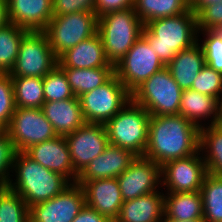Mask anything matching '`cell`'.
Wrapping results in <instances>:
<instances>
[{
    "mask_svg": "<svg viewBox=\"0 0 222 222\" xmlns=\"http://www.w3.org/2000/svg\"><path fill=\"white\" fill-rule=\"evenodd\" d=\"M199 131L184 116H151L144 157L163 166L166 162L184 158L199 151Z\"/></svg>",
    "mask_w": 222,
    "mask_h": 222,
    "instance_id": "cell-1",
    "label": "cell"
},
{
    "mask_svg": "<svg viewBox=\"0 0 222 222\" xmlns=\"http://www.w3.org/2000/svg\"><path fill=\"white\" fill-rule=\"evenodd\" d=\"M197 33V15L190 8L176 16L151 20L142 29V36L165 66L198 42Z\"/></svg>",
    "mask_w": 222,
    "mask_h": 222,
    "instance_id": "cell-2",
    "label": "cell"
},
{
    "mask_svg": "<svg viewBox=\"0 0 222 222\" xmlns=\"http://www.w3.org/2000/svg\"><path fill=\"white\" fill-rule=\"evenodd\" d=\"M12 169L16 173V182L10 179L6 186L17 192L28 207L53 198L72 184L66 177L43 167L25 152H16Z\"/></svg>",
    "mask_w": 222,
    "mask_h": 222,
    "instance_id": "cell-3",
    "label": "cell"
},
{
    "mask_svg": "<svg viewBox=\"0 0 222 222\" xmlns=\"http://www.w3.org/2000/svg\"><path fill=\"white\" fill-rule=\"evenodd\" d=\"M144 24L133 7L117 10L98 17L100 35L107 60L113 66L126 55L142 36Z\"/></svg>",
    "mask_w": 222,
    "mask_h": 222,
    "instance_id": "cell-4",
    "label": "cell"
},
{
    "mask_svg": "<svg viewBox=\"0 0 222 222\" xmlns=\"http://www.w3.org/2000/svg\"><path fill=\"white\" fill-rule=\"evenodd\" d=\"M151 115L132 99L106 124L108 142L144 156Z\"/></svg>",
    "mask_w": 222,
    "mask_h": 222,
    "instance_id": "cell-5",
    "label": "cell"
},
{
    "mask_svg": "<svg viewBox=\"0 0 222 222\" xmlns=\"http://www.w3.org/2000/svg\"><path fill=\"white\" fill-rule=\"evenodd\" d=\"M182 91L165 66L138 86L131 99L151 116L178 115Z\"/></svg>",
    "mask_w": 222,
    "mask_h": 222,
    "instance_id": "cell-6",
    "label": "cell"
},
{
    "mask_svg": "<svg viewBox=\"0 0 222 222\" xmlns=\"http://www.w3.org/2000/svg\"><path fill=\"white\" fill-rule=\"evenodd\" d=\"M98 17L92 11L53 16L44 30L49 44L58 58L66 50L97 33Z\"/></svg>",
    "mask_w": 222,
    "mask_h": 222,
    "instance_id": "cell-7",
    "label": "cell"
},
{
    "mask_svg": "<svg viewBox=\"0 0 222 222\" xmlns=\"http://www.w3.org/2000/svg\"><path fill=\"white\" fill-rule=\"evenodd\" d=\"M86 123L106 124L130 100L131 93L114 74L106 83L79 97Z\"/></svg>",
    "mask_w": 222,
    "mask_h": 222,
    "instance_id": "cell-8",
    "label": "cell"
},
{
    "mask_svg": "<svg viewBox=\"0 0 222 222\" xmlns=\"http://www.w3.org/2000/svg\"><path fill=\"white\" fill-rule=\"evenodd\" d=\"M58 63L44 31H28L21 39L16 62L10 71L11 77L43 78Z\"/></svg>",
    "mask_w": 222,
    "mask_h": 222,
    "instance_id": "cell-9",
    "label": "cell"
},
{
    "mask_svg": "<svg viewBox=\"0 0 222 222\" xmlns=\"http://www.w3.org/2000/svg\"><path fill=\"white\" fill-rule=\"evenodd\" d=\"M148 41L141 36L116 66L114 72L126 89L132 93L153 74L164 68Z\"/></svg>",
    "mask_w": 222,
    "mask_h": 222,
    "instance_id": "cell-10",
    "label": "cell"
},
{
    "mask_svg": "<svg viewBox=\"0 0 222 222\" xmlns=\"http://www.w3.org/2000/svg\"><path fill=\"white\" fill-rule=\"evenodd\" d=\"M6 131L17 152L58 136L41 108L16 107Z\"/></svg>",
    "mask_w": 222,
    "mask_h": 222,
    "instance_id": "cell-11",
    "label": "cell"
},
{
    "mask_svg": "<svg viewBox=\"0 0 222 222\" xmlns=\"http://www.w3.org/2000/svg\"><path fill=\"white\" fill-rule=\"evenodd\" d=\"M199 155L200 151L170 160L161 166V185L168 187V193L200 192L207 168L204 159Z\"/></svg>",
    "mask_w": 222,
    "mask_h": 222,
    "instance_id": "cell-12",
    "label": "cell"
},
{
    "mask_svg": "<svg viewBox=\"0 0 222 222\" xmlns=\"http://www.w3.org/2000/svg\"><path fill=\"white\" fill-rule=\"evenodd\" d=\"M80 185L72 183L62 193L29 207V222H72L85 206Z\"/></svg>",
    "mask_w": 222,
    "mask_h": 222,
    "instance_id": "cell-13",
    "label": "cell"
},
{
    "mask_svg": "<svg viewBox=\"0 0 222 222\" xmlns=\"http://www.w3.org/2000/svg\"><path fill=\"white\" fill-rule=\"evenodd\" d=\"M70 159L79 174L94 158L104 152L109 144L104 124L85 123L82 127L65 135Z\"/></svg>",
    "mask_w": 222,
    "mask_h": 222,
    "instance_id": "cell-14",
    "label": "cell"
},
{
    "mask_svg": "<svg viewBox=\"0 0 222 222\" xmlns=\"http://www.w3.org/2000/svg\"><path fill=\"white\" fill-rule=\"evenodd\" d=\"M160 177V165L144 156H137L132 164L117 177L123 201L158 191L157 187L162 181Z\"/></svg>",
    "mask_w": 222,
    "mask_h": 222,
    "instance_id": "cell-15",
    "label": "cell"
},
{
    "mask_svg": "<svg viewBox=\"0 0 222 222\" xmlns=\"http://www.w3.org/2000/svg\"><path fill=\"white\" fill-rule=\"evenodd\" d=\"M83 189L86 205L114 222L123 204L117 178L76 181Z\"/></svg>",
    "mask_w": 222,
    "mask_h": 222,
    "instance_id": "cell-16",
    "label": "cell"
},
{
    "mask_svg": "<svg viewBox=\"0 0 222 222\" xmlns=\"http://www.w3.org/2000/svg\"><path fill=\"white\" fill-rule=\"evenodd\" d=\"M31 159L43 167L60 173L70 182L75 183L78 173L74 170L65 136H56L34 144L24 151Z\"/></svg>",
    "mask_w": 222,
    "mask_h": 222,
    "instance_id": "cell-17",
    "label": "cell"
},
{
    "mask_svg": "<svg viewBox=\"0 0 222 222\" xmlns=\"http://www.w3.org/2000/svg\"><path fill=\"white\" fill-rule=\"evenodd\" d=\"M137 155L121 147L108 144L104 152L94 158L79 174L76 181L117 178L136 159Z\"/></svg>",
    "mask_w": 222,
    "mask_h": 222,
    "instance_id": "cell-18",
    "label": "cell"
},
{
    "mask_svg": "<svg viewBox=\"0 0 222 222\" xmlns=\"http://www.w3.org/2000/svg\"><path fill=\"white\" fill-rule=\"evenodd\" d=\"M9 22L28 31H44L53 17L52 0H7Z\"/></svg>",
    "mask_w": 222,
    "mask_h": 222,
    "instance_id": "cell-19",
    "label": "cell"
},
{
    "mask_svg": "<svg viewBox=\"0 0 222 222\" xmlns=\"http://www.w3.org/2000/svg\"><path fill=\"white\" fill-rule=\"evenodd\" d=\"M57 65L60 68L80 69L114 67L106 58L98 33L62 53L58 57Z\"/></svg>",
    "mask_w": 222,
    "mask_h": 222,
    "instance_id": "cell-20",
    "label": "cell"
},
{
    "mask_svg": "<svg viewBox=\"0 0 222 222\" xmlns=\"http://www.w3.org/2000/svg\"><path fill=\"white\" fill-rule=\"evenodd\" d=\"M41 109L59 136L70 134L86 123L76 96L61 101H45Z\"/></svg>",
    "mask_w": 222,
    "mask_h": 222,
    "instance_id": "cell-21",
    "label": "cell"
},
{
    "mask_svg": "<svg viewBox=\"0 0 222 222\" xmlns=\"http://www.w3.org/2000/svg\"><path fill=\"white\" fill-rule=\"evenodd\" d=\"M164 212V194L155 191L124 201L114 222H161Z\"/></svg>",
    "mask_w": 222,
    "mask_h": 222,
    "instance_id": "cell-22",
    "label": "cell"
},
{
    "mask_svg": "<svg viewBox=\"0 0 222 222\" xmlns=\"http://www.w3.org/2000/svg\"><path fill=\"white\" fill-rule=\"evenodd\" d=\"M205 65L204 51L198 41L176 54L166 67L179 87L185 90L191 89L192 83Z\"/></svg>",
    "mask_w": 222,
    "mask_h": 222,
    "instance_id": "cell-23",
    "label": "cell"
},
{
    "mask_svg": "<svg viewBox=\"0 0 222 222\" xmlns=\"http://www.w3.org/2000/svg\"><path fill=\"white\" fill-rule=\"evenodd\" d=\"M219 101L206 94H202L192 89H185L181 93L179 114L188 121L202 128L199 123L202 119L211 118V125L215 124L218 117ZM200 120V121H199Z\"/></svg>",
    "mask_w": 222,
    "mask_h": 222,
    "instance_id": "cell-24",
    "label": "cell"
},
{
    "mask_svg": "<svg viewBox=\"0 0 222 222\" xmlns=\"http://www.w3.org/2000/svg\"><path fill=\"white\" fill-rule=\"evenodd\" d=\"M167 194L164 196V215L167 218L179 221L203 219V201L200 192Z\"/></svg>",
    "mask_w": 222,
    "mask_h": 222,
    "instance_id": "cell-25",
    "label": "cell"
},
{
    "mask_svg": "<svg viewBox=\"0 0 222 222\" xmlns=\"http://www.w3.org/2000/svg\"><path fill=\"white\" fill-rule=\"evenodd\" d=\"M68 80L74 96L80 97L106 83L114 74V67L98 68H61Z\"/></svg>",
    "mask_w": 222,
    "mask_h": 222,
    "instance_id": "cell-26",
    "label": "cell"
},
{
    "mask_svg": "<svg viewBox=\"0 0 222 222\" xmlns=\"http://www.w3.org/2000/svg\"><path fill=\"white\" fill-rule=\"evenodd\" d=\"M199 151L207 152L205 157L202 156L207 173L222 176V128L215 124L200 128Z\"/></svg>",
    "mask_w": 222,
    "mask_h": 222,
    "instance_id": "cell-27",
    "label": "cell"
},
{
    "mask_svg": "<svg viewBox=\"0 0 222 222\" xmlns=\"http://www.w3.org/2000/svg\"><path fill=\"white\" fill-rule=\"evenodd\" d=\"M133 8L145 25L154 19L186 12L190 8V0H134Z\"/></svg>",
    "mask_w": 222,
    "mask_h": 222,
    "instance_id": "cell-28",
    "label": "cell"
},
{
    "mask_svg": "<svg viewBox=\"0 0 222 222\" xmlns=\"http://www.w3.org/2000/svg\"><path fill=\"white\" fill-rule=\"evenodd\" d=\"M27 32V29L10 22L0 28V74H9L12 70L21 39Z\"/></svg>",
    "mask_w": 222,
    "mask_h": 222,
    "instance_id": "cell-29",
    "label": "cell"
},
{
    "mask_svg": "<svg viewBox=\"0 0 222 222\" xmlns=\"http://www.w3.org/2000/svg\"><path fill=\"white\" fill-rule=\"evenodd\" d=\"M16 107L42 108L44 99L43 78L11 77Z\"/></svg>",
    "mask_w": 222,
    "mask_h": 222,
    "instance_id": "cell-30",
    "label": "cell"
},
{
    "mask_svg": "<svg viewBox=\"0 0 222 222\" xmlns=\"http://www.w3.org/2000/svg\"><path fill=\"white\" fill-rule=\"evenodd\" d=\"M200 193L205 222H222V176L206 174Z\"/></svg>",
    "mask_w": 222,
    "mask_h": 222,
    "instance_id": "cell-31",
    "label": "cell"
},
{
    "mask_svg": "<svg viewBox=\"0 0 222 222\" xmlns=\"http://www.w3.org/2000/svg\"><path fill=\"white\" fill-rule=\"evenodd\" d=\"M0 222H29L28 205L7 186H0Z\"/></svg>",
    "mask_w": 222,
    "mask_h": 222,
    "instance_id": "cell-32",
    "label": "cell"
},
{
    "mask_svg": "<svg viewBox=\"0 0 222 222\" xmlns=\"http://www.w3.org/2000/svg\"><path fill=\"white\" fill-rule=\"evenodd\" d=\"M43 90L45 101H61L74 97L67 77L58 65L43 77Z\"/></svg>",
    "mask_w": 222,
    "mask_h": 222,
    "instance_id": "cell-33",
    "label": "cell"
},
{
    "mask_svg": "<svg viewBox=\"0 0 222 222\" xmlns=\"http://www.w3.org/2000/svg\"><path fill=\"white\" fill-rule=\"evenodd\" d=\"M191 89L212 96L220 102L222 100L220 98L222 95V73L205 65L192 83Z\"/></svg>",
    "mask_w": 222,
    "mask_h": 222,
    "instance_id": "cell-34",
    "label": "cell"
},
{
    "mask_svg": "<svg viewBox=\"0 0 222 222\" xmlns=\"http://www.w3.org/2000/svg\"><path fill=\"white\" fill-rule=\"evenodd\" d=\"M14 90L9 74H0V130H6L15 111Z\"/></svg>",
    "mask_w": 222,
    "mask_h": 222,
    "instance_id": "cell-35",
    "label": "cell"
},
{
    "mask_svg": "<svg viewBox=\"0 0 222 222\" xmlns=\"http://www.w3.org/2000/svg\"><path fill=\"white\" fill-rule=\"evenodd\" d=\"M203 31L206 38L201 46L204 51L205 63L215 71L222 73V40L210 29Z\"/></svg>",
    "mask_w": 222,
    "mask_h": 222,
    "instance_id": "cell-36",
    "label": "cell"
},
{
    "mask_svg": "<svg viewBox=\"0 0 222 222\" xmlns=\"http://www.w3.org/2000/svg\"><path fill=\"white\" fill-rule=\"evenodd\" d=\"M16 149L6 130H0V186L10 181L9 170L13 168Z\"/></svg>",
    "mask_w": 222,
    "mask_h": 222,
    "instance_id": "cell-37",
    "label": "cell"
},
{
    "mask_svg": "<svg viewBox=\"0 0 222 222\" xmlns=\"http://www.w3.org/2000/svg\"><path fill=\"white\" fill-rule=\"evenodd\" d=\"M196 15L198 34L200 31L202 32L218 25L222 27V2L208 4Z\"/></svg>",
    "mask_w": 222,
    "mask_h": 222,
    "instance_id": "cell-38",
    "label": "cell"
},
{
    "mask_svg": "<svg viewBox=\"0 0 222 222\" xmlns=\"http://www.w3.org/2000/svg\"><path fill=\"white\" fill-rule=\"evenodd\" d=\"M53 16L80 11L95 12V0H52Z\"/></svg>",
    "mask_w": 222,
    "mask_h": 222,
    "instance_id": "cell-39",
    "label": "cell"
},
{
    "mask_svg": "<svg viewBox=\"0 0 222 222\" xmlns=\"http://www.w3.org/2000/svg\"><path fill=\"white\" fill-rule=\"evenodd\" d=\"M134 0H95V13L101 17L110 12L133 7Z\"/></svg>",
    "mask_w": 222,
    "mask_h": 222,
    "instance_id": "cell-40",
    "label": "cell"
},
{
    "mask_svg": "<svg viewBox=\"0 0 222 222\" xmlns=\"http://www.w3.org/2000/svg\"><path fill=\"white\" fill-rule=\"evenodd\" d=\"M72 222H111L103 215L99 214L95 209L85 206L80 210L79 214Z\"/></svg>",
    "mask_w": 222,
    "mask_h": 222,
    "instance_id": "cell-41",
    "label": "cell"
},
{
    "mask_svg": "<svg viewBox=\"0 0 222 222\" xmlns=\"http://www.w3.org/2000/svg\"><path fill=\"white\" fill-rule=\"evenodd\" d=\"M219 2L222 0H190V9L197 14L204 6Z\"/></svg>",
    "mask_w": 222,
    "mask_h": 222,
    "instance_id": "cell-42",
    "label": "cell"
},
{
    "mask_svg": "<svg viewBox=\"0 0 222 222\" xmlns=\"http://www.w3.org/2000/svg\"><path fill=\"white\" fill-rule=\"evenodd\" d=\"M9 23L7 0H0V28Z\"/></svg>",
    "mask_w": 222,
    "mask_h": 222,
    "instance_id": "cell-43",
    "label": "cell"
},
{
    "mask_svg": "<svg viewBox=\"0 0 222 222\" xmlns=\"http://www.w3.org/2000/svg\"><path fill=\"white\" fill-rule=\"evenodd\" d=\"M215 125L222 128V100L219 102L218 105V117Z\"/></svg>",
    "mask_w": 222,
    "mask_h": 222,
    "instance_id": "cell-44",
    "label": "cell"
},
{
    "mask_svg": "<svg viewBox=\"0 0 222 222\" xmlns=\"http://www.w3.org/2000/svg\"><path fill=\"white\" fill-rule=\"evenodd\" d=\"M161 222H205L204 219H196V220H190V221H179L174 219H169L164 215V218Z\"/></svg>",
    "mask_w": 222,
    "mask_h": 222,
    "instance_id": "cell-45",
    "label": "cell"
},
{
    "mask_svg": "<svg viewBox=\"0 0 222 222\" xmlns=\"http://www.w3.org/2000/svg\"><path fill=\"white\" fill-rule=\"evenodd\" d=\"M210 30H211L217 37H219L220 40H222V27H220V26L218 25V26L212 27Z\"/></svg>",
    "mask_w": 222,
    "mask_h": 222,
    "instance_id": "cell-46",
    "label": "cell"
}]
</instances>
